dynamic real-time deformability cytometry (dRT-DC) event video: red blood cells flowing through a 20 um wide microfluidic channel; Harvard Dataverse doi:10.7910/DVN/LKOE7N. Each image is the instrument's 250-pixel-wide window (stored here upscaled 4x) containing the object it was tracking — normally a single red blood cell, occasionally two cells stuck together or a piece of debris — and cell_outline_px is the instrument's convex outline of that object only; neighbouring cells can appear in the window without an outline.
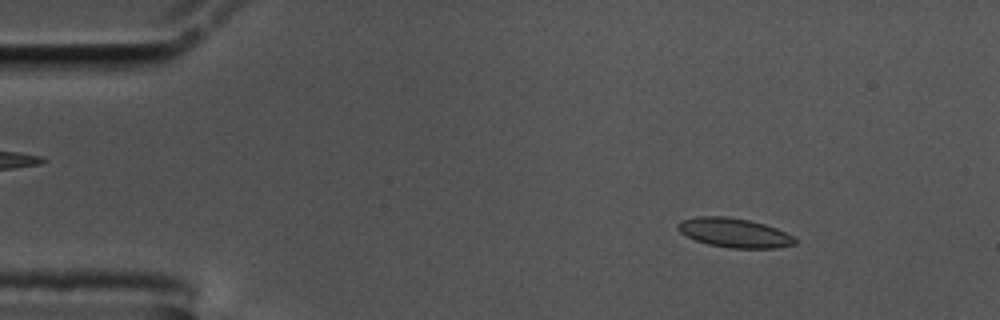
{"species": "common noctule bat (a hibernating species)", "species_latin": "Nyctalus noctula", "temperature_condition": "cold", "stored_images_in_passage": 57, "camera_frame_rate_fps": 3000, "um_per_image_px": 0.085, "animal": {"sex": "male", "body_mass_g": 17.5, "forearm_length_mm": 52.3}, "frame": {"image": 1, "passage_image": 8, "time_ms": 2.333, "image_size_px": [1000, 320], "cell_outline_px": [[796, 244], [776, 248], [728, 248], [708, 244], [696, 240], [680, 232], [676, 228], [676, 224], [680, 220], [700, 216], [728, 216], [748, 220], [764, 224], [776, 228], [796, 236]], "centroid_in_image_um": [62.42, 19.78], "position_along_channel_um": 22.6, "area_um2": 20.11}}
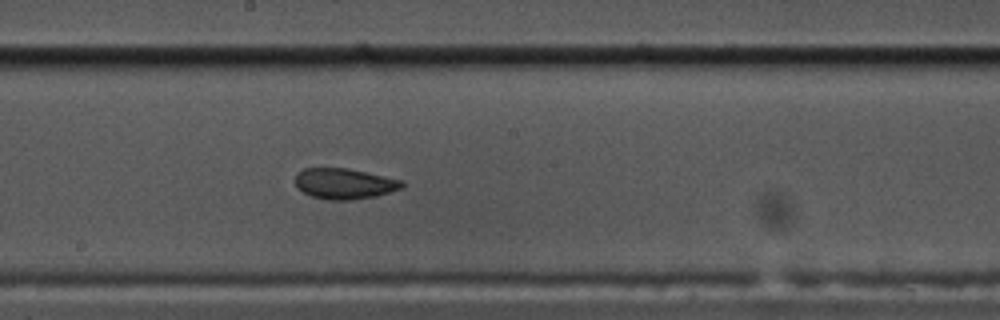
{"frame": {"image": 2, "passage_image": 31, "time_ms": 10.0, "image_size_px": [1000, 320], "cell_outline_px": [[404, 188], [376, 196], [352, 200], [328, 200], [312, 196], [296, 188], [296, 172], [304, 168], [348, 168], [404, 180]], "centroid_in_image_um": [29.3, 15.61], "position_along_channel_um": 218.9, "area_um2": 19.31}}
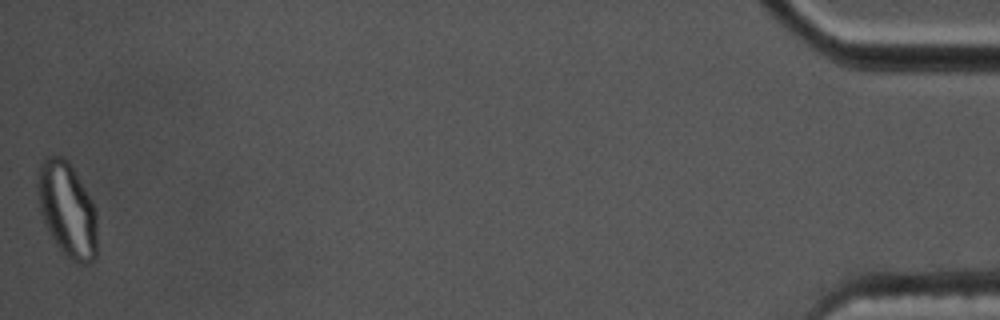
{"frame": {"image": 3, "passage_image": 57, "time_ms": 18.667, "image_size_px": [1000, 320], "cell_outline_px": [[96, 260], [92, 264], [76, 264], [64, 256], [56, 244], [40, 212], [36, 188], [36, 184], [40, 164], [44, 156], [60, 156], [68, 160], [96, 208]], "centroid_in_image_um": [5.71, 17.85], "position_along_channel_um": 429.5, "area_um2": 33.18}, "authors_computed_cell_mechanics": {"area_um2": 19.8254, "velocity_mm_per_s": 3.5344, "shape_relaxation_time_tau1_ms": null, "shape_relaxation_time_tau2_ms": 2.2762, "deformation_change_tau1": null, "deformation_change_tau2": 0.0616}}